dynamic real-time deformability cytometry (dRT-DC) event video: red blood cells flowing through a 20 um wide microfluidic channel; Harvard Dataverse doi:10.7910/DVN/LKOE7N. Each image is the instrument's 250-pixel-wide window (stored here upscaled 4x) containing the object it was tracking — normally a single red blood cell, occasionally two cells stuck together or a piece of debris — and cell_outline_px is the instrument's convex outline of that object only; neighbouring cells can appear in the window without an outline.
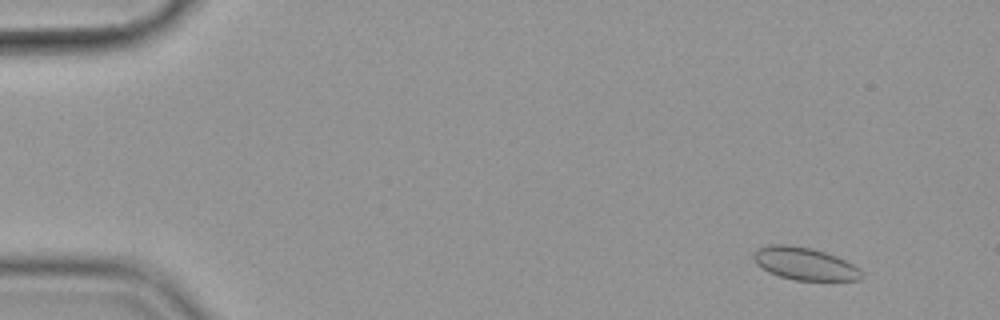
{"species": "common noctule bat (a hibernating species)", "species_latin": "Nyctalus noctula", "temperature_condition": "cold", "stored_images_in_passage": 7, "camera_frame_rate_fps": 3000, "um_per_image_px": 0.085, "animal": {"sex": "female", "body_mass_g": 19.9}, "frame": {"image": 1, "passage_image": 2, "time_ms": 1.333, "image_size_px": [1000, 320], "cell_outline_px": [[864, 276], [860, 280], [792, 280], [768, 272], [760, 268], [752, 260], [752, 256], [756, 248], [768, 244], [792, 244], [812, 248], [836, 256], [852, 264]], "centroid_in_image_um": [68.3, 22.4], "position_along_channel_um": 16.7, "area_um2": 20.69}}
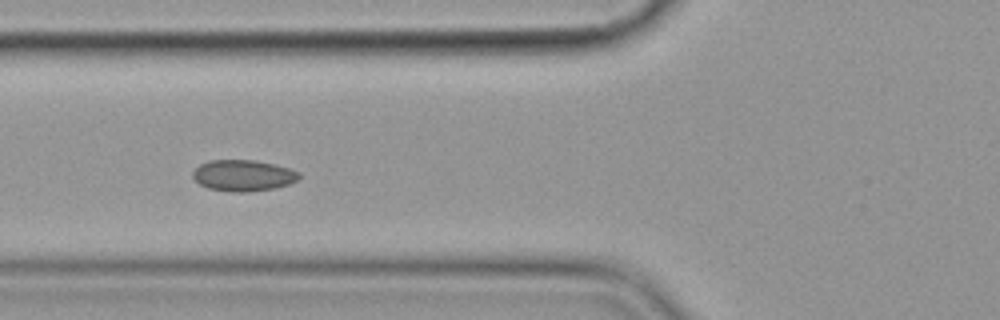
{"frame": {"image": 2, "passage_image": 6, "time_ms": 7.0, "image_size_px": [1000, 320], "cell_outline_px": [[300, 176], [296, 180], [288, 184], [276, 188], [248, 192], [232, 192], [208, 188], [200, 184], [192, 176], [192, 172], [200, 164], [208, 160], [256, 160], [276, 164], [300, 172]], "centroid_in_image_um": [20.67, 14.91], "position_along_channel_um": 105.1, "area_um2": 19.42}}
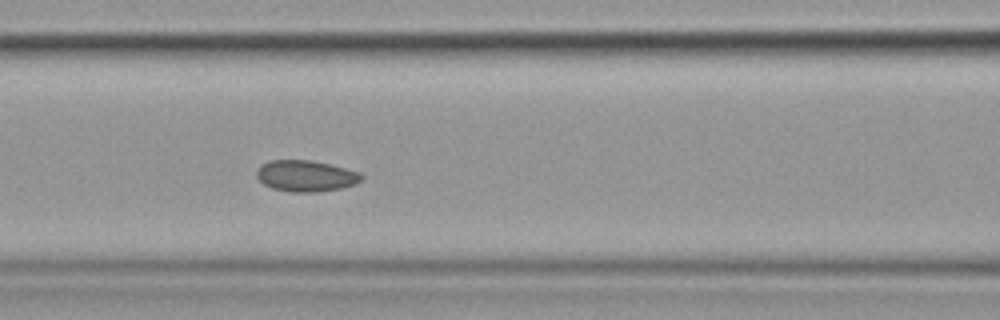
{"frame": {"image": 3, "passage_image": 7, "time_ms": 8.0, "image_size_px": [1000, 320], "cell_outline_px": [[364, 176], [356, 184], [340, 188], [320, 192], [288, 192], [272, 188], [264, 184], [256, 176], [256, 168], [260, 164], [272, 160], [312, 160], [360, 172]], "centroid_in_image_um": [25.97, 14.95], "position_along_channel_um": 140.6, "area_um2": 19.19}}